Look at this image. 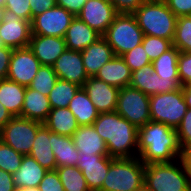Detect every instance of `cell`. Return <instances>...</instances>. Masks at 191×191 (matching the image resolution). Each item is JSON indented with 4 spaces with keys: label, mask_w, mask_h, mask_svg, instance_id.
<instances>
[{
    "label": "cell",
    "mask_w": 191,
    "mask_h": 191,
    "mask_svg": "<svg viewBox=\"0 0 191 191\" xmlns=\"http://www.w3.org/2000/svg\"><path fill=\"white\" fill-rule=\"evenodd\" d=\"M149 109L151 121L160 122L176 129L188 109L182 88L150 96Z\"/></svg>",
    "instance_id": "cell-7"
},
{
    "label": "cell",
    "mask_w": 191,
    "mask_h": 191,
    "mask_svg": "<svg viewBox=\"0 0 191 191\" xmlns=\"http://www.w3.org/2000/svg\"><path fill=\"white\" fill-rule=\"evenodd\" d=\"M118 14L110 0H87L77 17L103 35Z\"/></svg>",
    "instance_id": "cell-14"
},
{
    "label": "cell",
    "mask_w": 191,
    "mask_h": 191,
    "mask_svg": "<svg viewBox=\"0 0 191 191\" xmlns=\"http://www.w3.org/2000/svg\"><path fill=\"white\" fill-rule=\"evenodd\" d=\"M75 16L60 6H54L33 17L32 35L63 37Z\"/></svg>",
    "instance_id": "cell-10"
},
{
    "label": "cell",
    "mask_w": 191,
    "mask_h": 191,
    "mask_svg": "<svg viewBox=\"0 0 191 191\" xmlns=\"http://www.w3.org/2000/svg\"><path fill=\"white\" fill-rule=\"evenodd\" d=\"M65 191H90L82 171L77 166L57 167Z\"/></svg>",
    "instance_id": "cell-32"
},
{
    "label": "cell",
    "mask_w": 191,
    "mask_h": 191,
    "mask_svg": "<svg viewBox=\"0 0 191 191\" xmlns=\"http://www.w3.org/2000/svg\"><path fill=\"white\" fill-rule=\"evenodd\" d=\"M51 144L52 132L43 124L37 131L29 155L47 170H56L57 163Z\"/></svg>",
    "instance_id": "cell-23"
},
{
    "label": "cell",
    "mask_w": 191,
    "mask_h": 191,
    "mask_svg": "<svg viewBox=\"0 0 191 191\" xmlns=\"http://www.w3.org/2000/svg\"><path fill=\"white\" fill-rule=\"evenodd\" d=\"M99 113L114 112L119 90L94 76L89 77L82 86Z\"/></svg>",
    "instance_id": "cell-17"
},
{
    "label": "cell",
    "mask_w": 191,
    "mask_h": 191,
    "mask_svg": "<svg viewBox=\"0 0 191 191\" xmlns=\"http://www.w3.org/2000/svg\"><path fill=\"white\" fill-rule=\"evenodd\" d=\"M149 105L150 96L126 86L119 90L115 111L139 129L151 120Z\"/></svg>",
    "instance_id": "cell-8"
},
{
    "label": "cell",
    "mask_w": 191,
    "mask_h": 191,
    "mask_svg": "<svg viewBox=\"0 0 191 191\" xmlns=\"http://www.w3.org/2000/svg\"><path fill=\"white\" fill-rule=\"evenodd\" d=\"M57 167L77 166L79 151L75 147L73 138L52 132V144Z\"/></svg>",
    "instance_id": "cell-29"
},
{
    "label": "cell",
    "mask_w": 191,
    "mask_h": 191,
    "mask_svg": "<svg viewBox=\"0 0 191 191\" xmlns=\"http://www.w3.org/2000/svg\"><path fill=\"white\" fill-rule=\"evenodd\" d=\"M143 36L135 16L127 13H119L102 35L115 56H122L141 44Z\"/></svg>",
    "instance_id": "cell-6"
},
{
    "label": "cell",
    "mask_w": 191,
    "mask_h": 191,
    "mask_svg": "<svg viewBox=\"0 0 191 191\" xmlns=\"http://www.w3.org/2000/svg\"><path fill=\"white\" fill-rule=\"evenodd\" d=\"M4 4H5V0H0V5L4 6Z\"/></svg>",
    "instance_id": "cell-54"
},
{
    "label": "cell",
    "mask_w": 191,
    "mask_h": 191,
    "mask_svg": "<svg viewBox=\"0 0 191 191\" xmlns=\"http://www.w3.org/2000/svg\"><path fill=\"white\" fill-rule=\"evenodd\" d=\"M80 87L76 83L58 79L48 95L51 109L68 107Z\"/></svg>",
    "instance_id": "cell-31"
},
{
    "label": "cell",
    "mask_w": 191,
    "mask_h": 191,
    "mask_svg": "<svg viewBox=\"0 0 191 191\" xmlns=\"http://www.w3.org/2000/svg\"><path fill=\"white\" fill-rule=\"evenodd\" d=\"M136 191H151L148 189L145 185H143L140 189H137Z\"/></svg>",
    "instance_id": "cell-53"
},
{
    "label": "cell",
    "mask_w": 191,
    "mask_h": 191,
    "mask_svg": "<svg viewBox=\"0 0 191 191\" xmlns=\"http://www.w3.org/2000/svg\"><path fill=\"white\" fill-rule=\"evenodd\" d=\"M73 142L79 153L109 156L105 141L93 125H82L73 133Z\"/></svg>",
    "instance_id": "cell-22"
},
{
    "label": "cell",
    "mask_w": 191,
    "mask_h": 191,
    "mask_svg": "<svg viewBox=\"0 0 191 191\" xmlns=\"http://www.w3.org/2000/svg\"><path fill=\"white\" fill-rule=\"evenodd\" d=\"M114 159L110 156L79 153L77 167L82 171L90 191H99L102 188L109 166Z\"/></svg>",
    "instance_id": "cell-15"
},
{
    "label": "cell",
    "mask_w": 191,
    "mask_h": 191,
    "mask_svg": "<svg viewBox=\"0 0 191 191\" xmlns=\"http://www.w3.org/2000/svg\"><path fill=\"white\" fill-rule=\"evenodd\" d=\"M38 188L39 191H65L56 170H48Z\"/></svg>",
    "instance_id": "cell-41"
},
{
    "label": "cell",
    "mask_w": 191,
    "mask_h": 191,
    "mask_svg": "<svg viewBox=\"0 0 191 191\" xmlns=\"http://www.w3.org/2000/svg\"><path fill=\"white\" fill-rule=\"evenodd\" d=\"M43 123L26 119L21 116L13 117L2 128V142L12 147L16 152L29 155L38 129Z\"/></svg>",
    "instance_id": "cell-9"
},
{
    "label": "cell",
    "mask_w": 191,
    "mask_h": 191,
    "mask_svg": "<svg viewBox=\"0 0 191 191\" xmlns=\"http://www.w3.org/2000/svg\"><path fill=\"white\" fill-rule=\"evenodd\" d=\"M172 43L180 52H191V16L177 17Z\"/></svg>",
    "instance_id": "cell-33"
},
{
    "label": "cell",
    "mask_w": 191,
    "mask_h": 191,
    "mask_svg": "<svg viewBox=\"0 0 191 191\" xmlns=\"http://www.w3.org/2000/svg\"><path fill=\"white\" fill-rule=\"evenodd\" d=\"M68 108L72 111L79 126L92 125L99 115L83 87H80L75 93Z\"/></svg>",
    "instance_id": "cell-27"
},
{
    "label": "cell",
    "mask_w": 191,
    "mask_h": 191,
    "mask_svg": "<svg viewBox=\"0 0 191 191\" xmlns=\"http://www.w3.org/2000/svg\"><path fill=\"white\" fill-rule=\"evenodd\" d=\"M182 93L188 108H191V82L182 86Z\"/></svg>",
    "instance_id": "cell-50"
},
{
    "label": "cell",
    "mask_w": 191,
    "mask_h": 191,
    "mask_svg": "<svg viewBox=\"0 0 191 191\" xmlns=\"http://www.w3.org/2000/svg\"><path fill=\"white\" fill-rule=\"evenodd\" d=\"M13 116L0 102V127L2 128Z\"/></svg>",
    "instance_id": "cell-49"
},
{
    "label": "cell",
    "mask_w": 191,
    "mask_h": 191,
    "mask_svg": "<svg viewBox=\"0 0 191 191\" xmlns=\"http://www.w3.org/2000/svg\"><path fill=\"white\" fill-rule=\"evenodd\" d=\"M41 65L52 66L67 49L63 37L31 35L28 46Z\"/></svg>",
    "instance_id": "cell-18"
},
{
    "label": "cell",
    "mask_w": 191,
    "mask_h": 191,
    "mask_svg": "<svg viewBox=\"0 0 191 191\" xmlns=\"http://www.w3.org/2000/svg\"><path fill=\"white\" fill-rule=\"evenodd\" d=\"M87 0H56L57 6L65 8L75 17L81 12Z\"/></svg>",
    "instance_id": "cell-46"
},
{
    "label": "cell",
    "mask_w": 191,
    "mask_h": 191,
    "mask_svg": "<svg viewBox=\"0 0 191 191\" xmlns=\"http://www.w3.org/2000/svg\"><path fill=\"white\" fill-rule=\"evenodd\" d=\"M40 67V61L34 56L29 47L13 49L7 79L28 87Z\"/></svg>",
    "instance_id": "cell-11"
},
{
    "label": "cell",
    "mask_w": 191,
    "mask_h": 191,
    "mask_svg": "<svg viewBox=\"0 0 191 191\" xmlns=\"http://www.w3.org/2000/svg\"><path fill=\"white\" fill-rule=\"evenodd\" d=\"M176 17L191 16V0H164Z\"/></svg>",
    "instance_id": "cell-42"
},
{
    "label": "cell",
    "mask_w": 191,
    "mask_h": 191,
    "mask_svg": "<svg viewBox=\"0 0 191 191\" xmlns=\"http://www.w3.org/2000/svg\"><path fill=\"white\" fill-rule=\"evenodd\" d=\"M32 11V19L34 16L43 13L56 6V0H29Z\"/></svg>",
    "instance_id": "cell-45"
},
{
    "label": "cell",
    "mask_w": 191,
    "mask_h": 191,
    "mask_svg": "<svg viewBox=\"0 0 191 191\" xmlns=\"http://www.w3.org/2000/svg\"><path fill=\"white\" fill-rule=\"evenodd\" d=\"M146 0H110L118 13L133 14Z\"/></svg>",
    "instance_id": "cell-43"
},
{
    "label": "cell",
    "mask_w": 191,
    "mask_h": 191,
    "mask_svg": "<svg viewBox=\"0 0 191 191\" xmlns=\"http://www.w3.org/2000/svg\"><path fill=\"white\" fill-rule=\"evenodd\" d=\"M12 52V48L6 46L0 47V80L7 78Z\"/></svg>",
    "instance_id": "cell-44"
},
{
    "label": "cell",
    "mask_w": 191,
    "mask_h": 191,
    "mask_svg": "<svg viewBox=\"0 0 191 191\" xmlns=\"http://www.w3.org/2000/svg\"><path fill=\"white\" fill-rule=\"evenodd\" d=\"M16 191H39L38 187L18 188Z\"/></svg>",
    "instance_id": "cell-51"
},
{
    "label": "cell",
    "mask_w": 191,
    "mask_h": 191,
    "mask_svg": "<svg viewBox=\"0 0 191 191\" xmlns=\"http://www.w3.org/2000/svg\"><path fill=\"white\" fill-rule=\"evenodd\" d=\"M145 164L140 158H115L99 191H136L144 185Z\"/></svg>",
    "instance_id": "cell-5"
},
{
    "label": "cell",
    "mask_w": 191,
    "mask_h": 191,
    "mask_svg": "<svg viewBox=\"0 0 191 191\" xmlns=\"http://www.w3.org/2000/svg\"><path fill=\"white\" fill-rule=\"evenodd\" d=\"M133 15L144 35L173 40L177 17L164 0H146Z\"/></svg>",
    "instance_id": "cell-3"
},
{
    "label": "cell",
    "mask_w": 191,
    "mask_h": 191,
    "mask_svg": "<svg viewBox=\"0 0 191 191\" xmlns=\"http://www.w3.org/2000/svg\"><path fill=\"white\" fill-rule=\"evenodd\" d=\"M26 87L11 80H0V102L13 117L21 116Z\"/></svg>",
    "instance_id": "cell-26"
},
{
    "label": "cell",
    "mask_w": 191,
    "mask_h": 191,
    "mask_svg": "<svg viewBox=\"0 0 191 191\" xmlns=\"http://www.w3.org/2000/svg\"><path fill=\"white\" fill-rule=\"evenodd\" d=\"M2 142V131H1V127H0V143Z\"/></svg>",
    "instance_id": "cell-55"
},
{
    "label": "cell",
    "mask_w": 191,
    "mask_h": 191,
    "mask_svg": "<svg viewBox=\"0 0 191 191\" xmlns=\"http://www.w3.org/2000/svg\"><path fill=\"white\" fill-rule=\"evenodd\" d=\"M178 143L183 150L191 145V108H188L180 125L176 128Z\"/></svg>",
    "instance_id": "cell-38"
},
{
    "label": "cell",
    "mask_w": 191,
    "mask_h": 191,
    "mask_svg": "<svg viewBox=\"0 0 191 191\" xmlns=\"http://www.w3.org/2000/svg\"><path fill=\"white\" fill-rule=\"evenodd\" d=\"M92 125L105 141L110 157L134 158L138 156V129L116 111L99 113Z\"/></svg>",
    "instance_id": "cell-2"
},
{
    "label": "cell",
    "mask_w": 191,
    "mask_h": 191,
    "mask_svg": "<svg viewBox=\"0 0 191 191\" xmlns=\"http://www.w3.org/2000/svg\"><path fill=\"white\" fill-rule=\"evenodd\" d=\"M101 37V34L76 16L67 28L64 39L67 49L81 52Z\"/></svg>",
    "instance_id": "cell-20"
},
{
    "label": "cell",
    "mask_w": 191,
    "mask_h": 191,
    "mask_svg": "<svg viewBox=\"0 0 191 191\" xmlns=\"http://www.w3.org/2000/svg\"><path fill=\"white\" fill-rule=\"evenodd\" d=\"M51 111L48 96L26 87L21 117L44 123Z\"/></svg>",
    "instance_id": "cell-24"
},
{
    "label": "cell",
    "mask_w": 191,
    "mask_h": 191,
    "mask_svg": "<svg viewBox=\"0 0 191 191\" xmlns=\"http://www.w3.org/2000/svg\"><path fill=\"white\" fill-rule=\"evenodd\" d=\"M121 57L132 72L140 69L144 65L152 64L142 43L123 54Z\"/></svg>",
    "instance_id": "cell-37"
},
{
    "label": "cell",
    "mask_w": 191,
    "mask_h": 191,
    "mask_svg": "<svg viewBox=\"0 0 191 191\" xmlns=\"http://www.w3.org/2000/svg\"><path fill=\"white\" fill-rule=\"evenodd\" d=\"M23 156L9 145L0 143V169L14 174L20 168Z\"/></svg>",
    "instance_id": "cell-36"
},
{
    "label": "cell",
    "mask_w": 191,
    "mask_h": 191,
    "mask_svg": "<svg viewBox=\"0 0 191 191\" xmlns=\"http://www.w3.org/2000/svg\"><path fill=\"white\" fill-rule=\"evenodd\" d=\"M58 79L83 86L89 78L85 71L80 51L66 49L52 65Z\"/></svg>",
    "instance_id": "cell-16"
},
{
    "label": "cell",
    "mask_w": 191,
    "mask_h": 191,
    "mask_svg": "<svg viewBox=\"0 0 191 191\" xmlns=\"http://www.w3.org/2000/svg\"><path fill=\"white\" fill-rule=\"evenodd\" d=\"M43 124L51 132L70 137L79 127L75 116L68 107L51 109Z\"/></svg>",
    "instance_id": "cell-28"
},
{
    "label": "cell",
    "mask_w": 191,
    "mask_h": 191,
    "mask_svg": "<svg viewBox=\"0 0 191 191\" xmlns=\"http://www.w3.org/2000/svg\"><path fill=\"white\" fill-rule=\"evenodd\" d=\"M29 3V0H5L4 8L31 22L32 11Z\"/></svg>",
    "instance_id": "cell-39"
},
{
    "label": "cell",
    "mask_w": 191,
    "mask_h": 191,
    "mask_svg": "<svg viewBox=\"0 0 191 191\" xmlns=\"http://www.w3.org/2000/svg\"><path fill=\"white\" fill-rule=\"evenodd\" d=\"M83 65L89 77L95 76L99 69L108 63L114 56L113 49L101 37L81 51Z\"/></svg>",
    "instance_id": "cell-19"
},
{
    "label": "cell",
    "mask_w": 191,
    "mask_h": 191,
    "mask_svg": "<svg viewBox=\"0 0 191 191\" xmlns=\"http://www.w3.org/2000/svg\"><path fill=\"white\" fill-rule=\"evenodd\" d=\"M138 157L145 164L170 163L182 156L176 129L149 121L138 129Z\"/></svg>",
    "instance_id": "cell-1"
},
{
    "label": "cell",
    "mask_w": 191,
    "mask_h": 191,
    "mask_svg": "<svg viewBox=\"0 0 191 191\" xmlns=\"http://www.w3.org/2000/svg\"><path fill=\"white\" fill-rule=\"evenodd\" d=\"M0 191H16L13 174L0 169Z\"/></svg>",
    "instance_id": "cell-47"
},
{
    "label": "cell",
    "mask_w": 191,
    "mask_h": 191,
    "mask_svg": "<svg viewBox=\"0 0 191 191\" xmlns=\"http://www.w3.org/2000/svg\"><path fill=\"white\" fill-rule=\"evenodd\" d=\"M4 11H5L4 6H1V5H0V23H1L2 20H3Z\"/></svg>",
    "instance_id": "cell-52"
},
{
    "label": "cell",
    "mask_w": 191,
    "mask_h": 191,
    "mask_svg": "<svg viewBox=\"0 0 191 191\" xmlns=\"http://www.w3.org/2000/svg\"><path fill=\"white\" fill-rule=\"evenodd\" d=\"M178 73L182 86L191 82V52L179 53Z\"/></svg>",
    "instance_id": "cell-40"
},
{
    "label": "cell",
    "mask_w": 191,
    "mask_h": 191,
    "mask_svg": "<svg viewBox=\"0 0 191 191\" xmlns=\"http://www.w3.org/2000/svg\"><path fill=\"white\" fill-rule=\"evenodd\" d=\"M181 159L191 176V145L182 150Z\"/></svg>",
    "instance_id": "cell-48"
},
{
    "label": "cell",
    "mask_w": 191,
    "mask_h": 191,
    "mask_svg": "<svg viewBox=\"0 0 191 191\" xmlns=\"http://www.w3.org/2000/svg\"><path fill=\"white\" fill-rule=\"evenodd\" d=\"M134 87L148 96L168 93L182 88L180 81L162 79L153 69L152 64H147L132 72L130 83Z\"/></svg>",
    "instance_id": "cell-13"
},
{
    "label": "cell",
    "mask_w": 191,
    "mask_h": 191,
    "mask_svg": "<svg viewBox=\"0 0 191 191\" xmlns=\"http://www.w3.org/2000/svg\"><path fill=\"white\" fill-rule=\"evenodd\" d=\"M31 35V22L5 9L0 23V38L3 45L12 49L28 47Z\"/></svg>",
    "instance_id": "cell-12"
},
{
    "label": "cell",
    "mask_w": 191,
    "mask_h": 191,
    "mask_svg": "<svg viewBox=\"0 0 191 191\" xmlns=\"http://www.w3.org/2000/svg\"><path fill=\"white\" fill-rule=\"evenodd\" d=\"M47 169L30 155H24L20 168L13 174L14 185L18 188L39 187Z\"/></svg>",
    "instance_id": "cell-25"
},
{
    "label": "cell",
    "mask_w": 191,
    "mask_h": 191,
    "mask_svg": "<svg viewBox=\"0 0 191 191\" xmlns=\"http://www.w3.org/2000/svg\"><path fill=\"white\" fill-rule=\"evenodd\" d=\"M118 89L130 86L132 71L121 56H114L94 76Z\"/></svg>",
    "instance_id": "cell-21"
},
{
    "label": "cell",
    "mask_w": 191,
    "mask_h": 191,
    "mask_svg": "<svg viewBox=\"0 0 191 191\" xmlns=\"http://www.w3.org/2000/svg\"><path fill=\"white\" fill-rule=\"evenodd\" d=\"M180 51L172 47L152 63L154 71L164 80L180 81L178 73V56Z\"/></svg>",
    "instance_id": "cell-30"
},
{
    "label": "cell",
    "mask_w": 191,
    "mask_h": 191,
    "mask_svg": "<svg viewBox=\"0 0 191 191\" xmlns=\"http://www.w3.org/2000/svg\"><path fill=\"white\" fill-rule=\"evenodd\" d=\"M144 185L151 191H191V176L181 158L152 163L145 165Z\"/></svg>",
    "instance_id": "cell-4"
},
{
    "label": "cell",
    "mask_w": 191,
    "mask_h": 191,
    "mask_svg": "<svg viewBox=\"0 0 191 191\" xmlns=\"http://www.w3.org/2000/svg\"><path fill=\"white\" fill-rule=\"evenodd\" d=\"M57 80L58 77L52 66L41 65L28 87L48 96Z\"/></svg>",
    "instance_id": "cell-34"
},
{
    "label": "cell",
    "mask_w": 191,
    "mask_h": 191,
    "mask_svg": "<svg viewBox=\"0 0 191 191\" xmlns=\"http://www.w3.org/2000/svg\"><path fill=\"white\" fill-rule=\"evenodd\" d=\"M4 46L3 43H2V40L0 38V47Z\"/></svg>",
    "instance_id": "cell-56"
},
{
    "label": "cell",
    "mask_w": 191,
    "mask_h": 191,
    "mask_svg": "<svg viewBox=\"0 0 191 191\" xmlns=\"http://www.w3.org/2000/svg\"><path fill=\"white\" fill-rule=\"evenodd\" d=\"M142 45L151 62L173 47L171 40L150 35L143 36Z\"/></svg>",
    "instance_id": "cell-35"
}]
</instances>
